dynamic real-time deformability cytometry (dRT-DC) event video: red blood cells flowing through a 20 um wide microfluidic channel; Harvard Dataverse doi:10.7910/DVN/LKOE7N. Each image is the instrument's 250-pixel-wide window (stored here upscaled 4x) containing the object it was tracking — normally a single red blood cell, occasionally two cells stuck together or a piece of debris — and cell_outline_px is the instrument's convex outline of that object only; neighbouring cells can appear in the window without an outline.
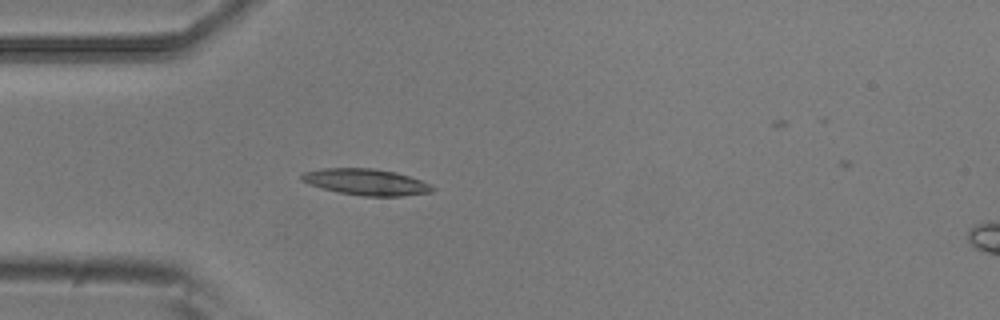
{"species": "common noctule bat (a hibernating species)", "species_latin": "Nyctalus noctula", "temperature_condition": "room temperature", "stored_images_in_passage": 4, "camera_frame_rate_fps": 3000, "um_per_image_px": 0.085, "animal": {"sex": "male", "body_mass_g": 20.5, "forearm_length_mm": 52.5}, "frame": {"image": 1, "passage_image": 3, "time_ms": 0.667, "image_size_px": [1000, 320], "cell_outline_px": [[436, 188], [432, 192], [404, 196], [360, 196], [340, 192], [324, 188], [300, 180], [300, 176], [304, 172], [324, 168], [372, 168], [396, 172], [432, 184]], "centroid_in_image_um": [31.17, 15.47], "position_along_channel_um": 53.8, "area_um2": 19.94}}